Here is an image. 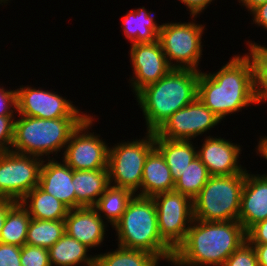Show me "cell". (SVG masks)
I'll use <instances>...</instances> for the list:
<instances>
[{"instance_id": "obj_1", "label": "cell", "mask_w": 267, "mask_h": 266, "mask_svg": "<svg viewBox=\"0 0 267 266\" xmlns=\"http://www.w3.org/2000/svg\"><path fill=\"white\" fill-rule=\"evenodd\" d=\"M215 72H202L197 97L221 121L256 102L254 65L247 53L234 54Z\"/></svg>"}, {"instance_id": "obj_2", "label": "cell", "mask_w": 267, "mask_h": 266, "mask_svg": "<svg viewBox=\"0 0 267 266\" xmlns=\"http://www.w3.org/2000/svg\"><path fill=\"white\" fill-rule=\"evenodd\" d=\"M245 241L246 230L239 221L194 219L174 251L171 266H222Z\"/></svg>"}, {"instance_id": "obj_3", "label": "cell", "mask_w": 267, "mask_h": 266, "mask_svg": "<svg viewBox=\"0 0 267 266\" xmlns=\"http://www.w3.org/2000/svg\"><path fill=\"white\" fill-rule=\"evenodd\" d=\"M199 76L197 70L172 68L135 95L147 132H156L171 115L197 98Z\"/></svg>"}, {"instance_id": "obj_4", "label": "cell", "mask_w": 267, "mask_h": 266, "mask_svg": "<svg viewBox=\"0 0 267 266\" xmlns=\"http://www.w3.org/2000/svg\"><path fill=\"white\" fill-rule=\"evenodd\" d=\"M112 229L116 231L117 246L149 252L171 265L174 250L159 234L153 198L135 195Z\"/></svg>"}, {"instance_id": "obj_5", "label": "cell", "mask_w": 267, "mask_h": 266, "mask_svg": "<svg viewBox=\"0 0 267 266\" xmlns=\"http://www.w3.org/2000/svg\"><path fill=\"white\" fill-rule=\"evenodd\" d=\"M85 118L42 119L18 115L14 120L11 151L36 156L43 160L52 159L54 155L58 159L59 153L64 152L72 132Z\"/></svg>"}, {"instance_id": "obj_6", "label": "cell", "mask_w": 267, "mask_h": 266, "mask_svg": "<svg viewBox=\"0 0 267 266\" xmlns=\"http://www.w3.org/2000/svg\"><path fill=\"white\" fill-rule=\"evenodd\" d=\"M246 172L230 176H210L193 199L195 220L238 221Z\"/></svg>"}, {"instance_id": "obj_7", "label": "cell", "mask_w": 267, "mask_h": 266, "mask_svg": "<svg viewBox=\"0 0 267 266\" xmlns=\"http://www.w3.org/2000/svg\"><path fill=\"white\" fill-rule=\"evenodd\" d=\"M146 134V135H145ZM145 137L116 142L109 146V184L128 189L139 196L143 167L148 154L155 148V132H145Z\"/></svg>"}, {"instance_id": "obj_8", "label": "cell", "mask_w": 267, "mask_h": 266, "mask_svg": "<svg viewBox=\"0 0 267 266\" xmlns=\"http://www.w3.org/2000/svg\"><path fill=\"white\" fill-rule=\"evenodd\" d=\"M190 18V22L161 23L158 41L172 68L202 71L199 67L204 46L202 38L207 28L197 23V17Z\"/></svg>"}, {"instance_id": "obj_9", "label": "cell", "mask_w": 267, "mask_h": 266, "mask_svg": "<svg viewBox=\"0 0 267 266\" xmlns=\"http://www.w3.org/2000/svg\"><path fill=\"white\" fill-rule=\"evenodd\" d=\"M95 115L87 116L72 132L65 146L63 160L73 170L107 169L109 146L101 134L90 132L96 121ZM89 129V130H88ZM96 133V134H95Z\"/></svg>"}, {"instance_id": "obj_10", "label": "cell", "mask_w": 267, "mask_h": 266, "mask_svg": "<svg viewBox=\"0 0 267 266\" xmlns=\"http://www.w3.org/2000/svg\"><path fill=\"white\" fill-rule=\"evenodd\" d=\"M161 238L175 251L194 220L193 200L175 190L152 197Z\"/></svg>"}, {"instance_id": "obj_11", "label": "cell", "mask_w": 267, "mask_h": 266, "mask_svg": "<svg viewBox=\"0 0 267 266\" xmlns=\"http://www.w3.org/2000/svg\"><path fill=\"white\" fill-rule=\"evenodd\" d=\"M43 159L7 151L0 154V198L20 202L39 184Z\"/></svg>"}, {"instance_id": "obj_12", "label": "cell", "mask_w": 267, "mask_h": 266, "mask_svg": "<svg viewBox=\"0 0 267 266\" xmlns=\"http://www.w3.org/2000/svg\"><path fill=\"white\" fill-rule=\"evenodd\" d=\"M17 92V114L42 119L62 117H87L74 102L61 96L57 91L45 90L42 87L20 85Z\"/></svg>"}, {"instance_id": "obj_13", "label": "cell", "mask_w": 267, "mask_h": 266, "mask_svg": "<svg viewBox=\"0 0 267 266\" xmlns=\"http://www.w3.org/2000/svg\"><path fill=\"white\" fill-rule=\"evenodd\" d=\"M219 123H222L221 120L197 97L171 115L155 133L168 140L194 141L196 137L205 136Z\"/></svg>"}, {"instance_id": "obj_14", "label": "cell", "mask_w": 267, "mask_h": 266, "mask_svg": "<svg viewBox=\"0 0 267 266\" xmlns=\"http://www.w3.org/2000/svg\"><path fill=\"white\" fill-rule=\"evenodd\" d=\"M129 52L133 74L128 82L134 95L147 85L156 83L172 69L158 40L131 44Z\"/></svg>"}, {"instance_id": "obj_15", "label": "cell", "mask_w": 267, "mask_h": 266, "mask_svg": "<svg viewBox=\"0 0 267 266\" xmlns=\"http://www.w3.org/2000/svg\"><path fill=\"white\" fill-rule=\"evenodd\" d=\"M203 143L198 147L197 157L206 166L210 176H230L247 172L239 159L242 156V145L221 136H212L208 133Z\"/></svg>"}, {"instance_id": "obj_16", "label": "cell", "mask_w": 267, "mask_h": 266, "mask_svg": "<svg viewBox=\"0 0 267 266\" xmlns=\"http://www.w3.org/2000/svg\"><path fill=\"white\" fill-rule=\"evenodd\" d=\"M65 221V232L91 250L101 247L107 236L109 225L94 207L69 209ZM94 248V249H92Z\"/></svg>"}, {"instance_id": "obj_17", "label": "cell", "mask_w": 267, "mask_h": 266, "mask_svg": "<svg viewBox=\"0 0 267 266\" xmlns=\"http://www.w3.org/2000/svg\"><path fill=\"white\" fill-rule=\"evenodd\" d=\"M266 219L267 173L253 174L250 170H247L238 221L247 232L253 225Z\"/></svg>"}, {"instance_id": "obj_18", "label": "cell", "mask_w": 267, "mask_h": 266, "mask_svg": "<svg viewBox=\"0 0 267 266\" xmlns=\"http://www.w3.org/2000/svg\"><path fill=\"white\" fill-rule=\"evenodd\" d=\"M73 169L63 160L56 158L44 159L38 186L46 193L51 194L69 209L76 208V193L72 183Z\"/></svg>"}, {"instance_id": "obj_19", "label": "cell", "mask_w": 267, "mask_h": 266, "mask_svg": "<svg viewBox=\"0 0 267 266\" xmlns=\"http://www.w3.org/2000/svg\"><path fill=\"white\" fill-rule=\"evenodd\" d=\"M174 178L161 152L155 147L147 156L139 189V196L153 197L160 193L173 191Z\"/></svg>"}, {"instance_id": "obj_20", "label": "cell", "mask_w": 267, "mask_h": 266, "mask_svg": "<svg viewBox=\"0 0 267 266\" xmlns=\"http://www.w3.org/2000/svg\"><path fill=\"white\" fill-rule=\"evenodd\" d=\"M155 13L142 6L129 10L122 17L121 27L128 42L135 44L158 40L161 25L157 23Z\"/></svg>"}, {"instance_id": "obj_21", "label": "cell", "mask_w": 267, "mask_h": 266, "mask_svg": "<svg viewBox=\"0 0 267 266\" xmlns=\"http://www.w3.org/2000/svg\"><path fill=\"white\" fill-rule=\"evenodd\" d=\"M76 208L94 207L109 184L108 169L73 170Z\"/></svg>"}, {"instance_id": "obj_22", "label": "cell", "mask_w": 267, "mask_h": 266, "mask_svg": "<svg viewBox=\"0 0 267 266\" xmlns=\"http://www.w3.org/2000/svg\"><path fill=\"white\" fill-rule=\"evenodd\" d=\"M48 251L51 266H95L96 255L66 232Z\"/></svg>"}, {"instance_id": "obj_23", "label": "cell", "mask_w": 267, "mask_h": 266, "mask_svg": "<svg viewBox=\"0 0 267 266\" xmlns=\"http://www.w3.org/2000/svg\"><path fill=\"white\" fill-rule=\"evenodd\" d=\"M195 144L192 140H168L155 133V147L164 156L174 181L177 173L183 172L197 157Z\"/></svg>"}, {"instance_id": "obj_24", "label": "cell", "mask_w": 267, "mask_h": 266, "mask_svg": "<svg viewBox=\"0 0 267 266\" xmlns=\"http://www.w3.org/2000/svg\"><path fill=\"white\" fill-rule=\"evenodd\" d=\"M20 203L27 209L32 219L38 220H64L69 211L63 202L39 186L34 187Z\"/></svg>"}, {"instance_id": "obj_25", "label": "cell", "mask_w": 267, "mask_h": 266, "mask_svg": "<svg viewBox=\"0 0 267 266\" xmlns=\"http://www.w3.org/2000/svg\"><path fill=\"white\" fill-rule=\"evenodd\" d=\"M134 196L135 194L128 189L109 185L94 208L98 211L99 216L113 228Z\"/></svg>"}, {"instance_id": "obj_26", "label": "cell", "mask_w": 267, "mask_h": 266, "mask_svg": "<svg viewBox=\"0 0 267 266\" xmlns=\"http://www.w3.org/2000/svg\"><path fill=\"white\" fill-rule=\"evenodd\" d=\"M31 216L27 209L17 202L8 212L0 232V242L22 247L26 244Z\"/></svg>"}, {"instance_id": "obj_27", "label": "cell", "mask_w": 267, "mask_h": 266, "mask_svg": "<svg viewBox=\"0 0 267 266\" xmlns=\"http://www.w3.org/2000/svg\"><path fill=\"white\" fill-rule=\"evenodd\" d=\"M117 247L110 252L96 253L95 266H159L160 264V261L149 252Z\"/></svg>"}, {"instance_id": "obj_28", "label": "cell", "mask_w": 267, "mask_h": 266, "mask_svg": "<svg viewBox=\"0 0 267 266\" xmlns=\"http://www.w3.org/2000/svg\"><path fill=\"white\" fill-rule=\"evenodd\" d=\"M64 233V220H38L31 218L26 244L49 249Z\"/></svg>"}, {"instance_id": "obj_29", "label": "cell", "mask_w": 267, "mask_h": 266, "mask_svg": "<svg viewBox=\"0 0 267 266\" xmlns=\"http://www.w3.org/2000/svg\"><path fill=\"white\" fill-rule=\"evenodd\" d=\"M209 177L206 166L196 157L183 172L177 173L174 190L193 200Z\"/></svg>"}, {"instance_id": "obj_30", "label": "cell", "mask_w": 267, "mask_h": 266, "mask_svg": "<svg viewBox=\"0 0 267 266\" xmlns=\"http://www.w3.org/2000/svg\"><path fill=\"white\" fill-rule=\"evenodd\" d=\"M248 52L254 65L255 85H256V102L267 101V45H261L254 40L246 41Z\"/></svg>"}, {"instance_id": "obj_31", "label": "cell", "mask_w": 267, "mask_h": 266, "mask_svg": "<svg viewBox=\"0 0 267 266\" xmlns=\"http://www.w3.org/2000/svg\"><path fill=\"white\" fill-rule=\"evenodd\" d=\"M222 266H259L253 245L245 241L227 258Z\"/></svg>"}, {"instance_id": "obj_32", "label": "cell", "mask_w": 267, "mask_h": 266, "mask_svg": "<svg viewBox=\"0 0 267 266\" xmlns=\"http://www.w3.org/2000/svg\"><path fill=\"white\" fill-rule=\"evenodd\" d=\"M21 266H51L46 248L25 244L21 247Z\"/></svg>"}, {"instance_id": "obj_33", "label": "cell", "mask_w": 267, "mask_h": 266, "mask_svg": "<svg viewBox=\"0 0 267 266\" xmlns=\"http://www.w3.org/2000/svg\"><path fill=\"white\" fill-rule=\"evenodd\" d=\"M0 84V116H17L16 89H7Z\"/></svg>"}, {"instance_id": "obj_34", "label": "cell", "mask_w": 267, "mask_h": 266, "mask_svg": "<svg viewBox=\"0 0 267 266\" xmlns=\"http://www.w3.org/2000/svg\"><path fill=\"white\" fill-rule=\"evenodd\" d=\"M16 116H0V154L11 150Z\"/></svg>"}, {"instance_id": "obj_35", "label": "cell", "mask_w": 267, "mask_h": 266, "mask_svg": "<svg viewBox=\"0 0 267 266\" xmlns=\"http://www.w3.org/2000/svg\"><path fill=\"white\" fill-rule=\"evenodd\" d=\"M21 247L0 242V266H21Z\"/></svg>"}, {"instance_id": "obj_36", "label": "cell", "mask_w": 267, "mask_h": 266, "mask_svg": "<svg viewBox=\"0 0 267 266\" xmlns=\"http://www.w3.org/2000/svg\"><path fill=\"white\" fill-rule=\"evenodd\" d=\"M246 237L250 244H267V219L253 225Z\"/></svg>"}, {"instance_id": "obj_37", "label": "cell", "mask_w": 267, "mask_h": 266, "mask_svg": "<svg viewBox=\"0 0 267 266\" xmlns=\"http://www.w3.org/2000/svg\"><path fill=\"white\" fill-rule=\"evenodd\" d=\"M183 5L186 6L190 16L200 17L202 12L204 13L205 9L211 3H214L215 0H179Z\"/></svg>"}, {"instance_id": "obj_38", "label": "cell", "mask_w": 267, "mask_h": 266, "mask_svg": "<svg viewBox=\"0 0 267 266\" xmlns=\"http://www.w3.org/2000/svg\"><path fill=\"white\" fill-rule=\"evenodd\" d=\"M251 24L256 27H262L261 29L267 31V2L255 8L251 13Z\"/></svg>"}, {"instance_id": "obj_39", "label": "cell", "mask_w": 267, "mask_h": 266, "mask_svg": "<svg viewBox=\"0 0 267 266\" xmlns=\"http://www.w3.org/2000/svg\"><path fill=\"white\" fill-rule=\"evenodd\" d=\"M17 203L12 199L0 198V232L4 226L6 216L9 210Z\"/></svg>"}, {"instance_id": "obj_40", "label": "cell", "mask_w": 267, "mask_h": 266, "mask_svg": "<svg viewBox=\"0 0 267 266\" xmlns=\"http://www.w3.org/2000/svg\"><path fill=\"white\" fill-rule=\"evenodd\" d=\"M253 245L259 266H267V244H251Z\"/></svg>"}, {"instance_id": "obj_41", "label": "cell", "mask_w": 267, "mask_h": 266, "mask_svg": "<svg viewBox=\"0 0 267 266\" xmlns=\"http://www.w3.org/2000/svg\"><path fill=\"white\" fill-rule=\"evenodd\" d=\"M237 2L241 7H245L244 9H247L248 13H251L258 6L265 4L267 0H237Z\"/></svg>"}, {"instance_id": "obj_42", "label": "cell", "mask_w": 267, "mask_h": 266, "mask_svg": "<svg viewBox=\"0 0 267 266\" xmlns=\"http://www.w3.org/2000/svg\"><path fill=\"white\" fill-rule=\"evenodd\" d=\"M258 145L255 148L256 155H259L260 158H265L267 161V136L260 135L259 141L257 143Z\"/></svg>"}, {"instance_id": "obj_43", "label": "cell", "mask_w": 267, "mask_h": 266, "mask_svg": "<svg viewBox=\"0 0 267 266\" xmlns=\"http://www.w3.org/2000/svg\"><path fill=\"white\" fill-rule=\"evenodd\" d=\"M11 0H0V6H5L6 4L8 5V3L10 2Z\"/></svg>"}]
</instances>
